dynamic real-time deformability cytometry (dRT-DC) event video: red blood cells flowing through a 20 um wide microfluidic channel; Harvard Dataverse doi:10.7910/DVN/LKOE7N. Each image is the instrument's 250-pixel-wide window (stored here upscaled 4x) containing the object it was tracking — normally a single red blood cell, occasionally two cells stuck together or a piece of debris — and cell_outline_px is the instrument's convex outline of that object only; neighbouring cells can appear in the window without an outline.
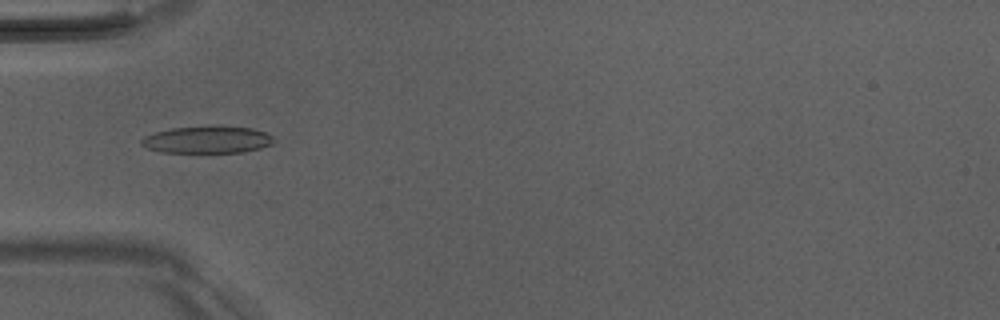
{"species": "Egyptian fruit bat (a non-hibernating species)", "species_latin": "Rousettus aegyptiacus", "temperature_condition": "room temperature", "stored_images_in_passage": 21, "camera_frame_rate_fps": 3000, "um_per_image_px": 0.085, "animal": {"sex": "male"}, "frame": {"image": 1, "passage_image": 16, "time_ms": 5.0, "image_size_px": [1000, 320], "cell_outline_px": [[272, 144], [260, 148], [244, 152], [160, 152], [148, 148], [140, 144], [140, 140], [144, 136], [156, 132], [172, 128], [212, 124], [252, 128], [264, 132], [272, 136]], "centroid_in_image_um": [17.6, 11.85], "position_along_channel_um": 67.4, "area_um2": 21.21}}